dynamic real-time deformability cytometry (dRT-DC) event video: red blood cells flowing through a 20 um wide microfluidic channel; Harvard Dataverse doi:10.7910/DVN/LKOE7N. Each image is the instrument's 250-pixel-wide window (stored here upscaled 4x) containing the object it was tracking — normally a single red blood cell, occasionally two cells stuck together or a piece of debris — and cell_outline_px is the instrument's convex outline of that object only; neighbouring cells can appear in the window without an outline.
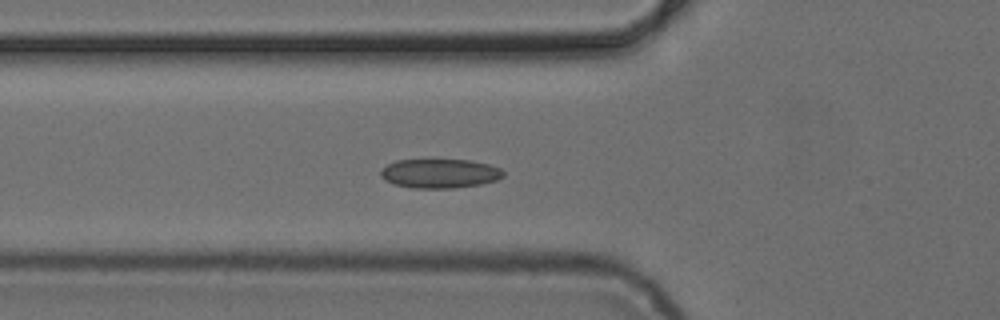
{"species": "common noctule bat (a hibernating species)", "species_latin": "Nyctalus noctula", "temperature_condition": "cold", "stored_images_in_passage": 6, "camera_frame_rate_fps": 3000, "um_per_image_px": 0.085, "animal": {"sex": "female", "body_mass_g": 24.6, "forearm_length_mm": 56.2}, "frame": {"image": 1, "passage_image": 6, "time_ms": 5.667, "image_size_px": [1000, 320], "cell_outline_px": [[504, 176], [496, 180], [480, 184], [452, 188], [412, 188], [392, 184], [384, 180], [380, 176], [380, 168], [396, 160], [472, 160], [488, 164], [500, 168], [504, 172]], "centroid_in_image_um": [37.34, 14.74], "position_along_channel_um": 88.5, "area_um2": 20.98}}